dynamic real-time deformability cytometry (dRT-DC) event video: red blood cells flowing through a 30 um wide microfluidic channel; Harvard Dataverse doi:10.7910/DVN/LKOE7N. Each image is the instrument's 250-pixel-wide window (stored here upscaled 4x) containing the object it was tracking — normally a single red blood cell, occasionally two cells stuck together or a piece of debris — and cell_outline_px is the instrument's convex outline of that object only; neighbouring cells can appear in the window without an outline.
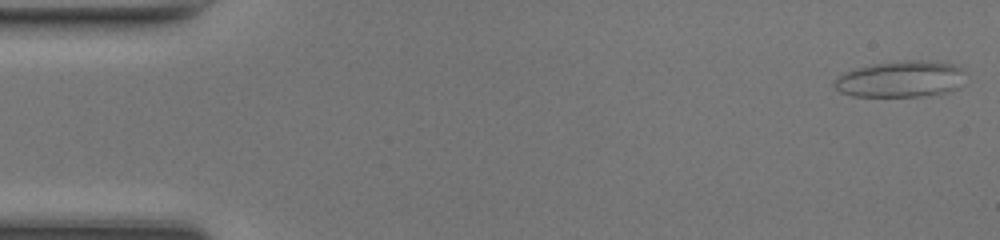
{"species": "common noctule bat (a hibernating species)", "species_latin": "Nyctalus noctula", "temperature_condition": "room temperature", "stored_images_in_passage": 47, "segment_of_instrument_passage": [1, 2], "camera_frame_rate_fps": 3000, "um_per_image_px": 0.085, "animal": {"sex": "female", "body_mass_g": 17.0, "forearm_length_mm": 48.0}, "frame": {"image": 1, "passage_image": 1, "time_ms": 0.0, "image_size_px": [1000, 240], "cell_outline_px": [[960, 88], [948, 92], [924, 96], [852, 96], [840, 92], [832, 84], [840, 76], [856, 68], [872, 64], [908, 60], [920, 60], [952, 64], [960, 68]], "centroid_in_image_um": [76.52, 6.74], "position_along_channel_um": 8.5, "area_um2": 27.22}}
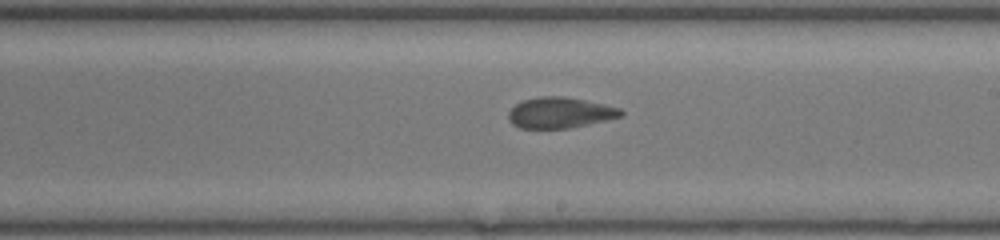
{"frame": {"image": 2, "passage_image": 27, "time_ms": 8.667, "image_size_px": [1000, 240], "cell_outline_px": [[624, 116], [588, 124], [568, 128], [520, 128], [512, 124], [508, 120], [508, 112], [516, 104], [524, 100], [540, 96], [564, 96], [604, 104], [620, 108], [624, 112]], "centroid_in_image_um": [47.6, 9.58], "position_along_channel_um": 241.4, "area_um2": 20.17}}
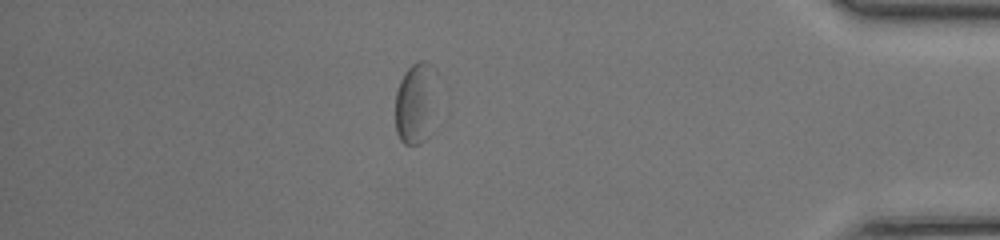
{"frame": {"image": 3, "passage_image": 41, "time_ms": 13.333, "image_size_px": [1000, 240], "cell_outline_px": [[436, 72], [428, 136], [420, 144], [404, 144], [400, 140], [396, 132], [396, 92], [400, 80], [404, 72], [416, 60], [424, 60], [432, 64]], "centroid_in_image_um": [35.28, 8.71], "position_along_channel_um": 399.9, "area_um2": 19.36}}